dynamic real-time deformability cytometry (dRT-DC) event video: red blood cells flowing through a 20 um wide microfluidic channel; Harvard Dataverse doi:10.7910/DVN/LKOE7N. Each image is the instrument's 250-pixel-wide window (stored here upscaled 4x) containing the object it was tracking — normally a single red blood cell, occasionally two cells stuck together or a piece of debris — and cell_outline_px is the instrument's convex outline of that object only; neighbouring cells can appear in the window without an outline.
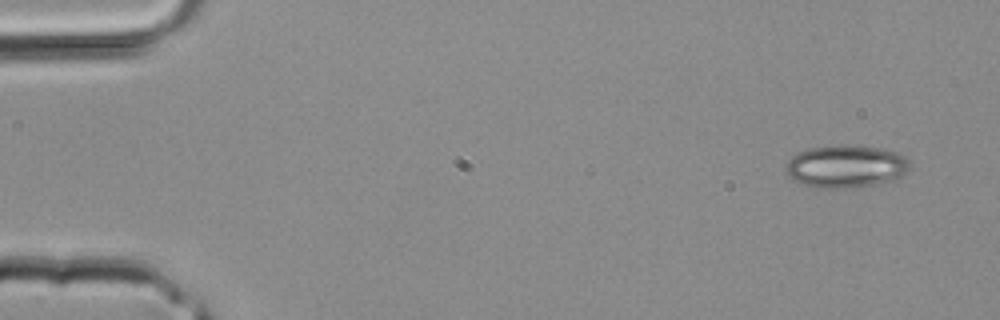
{"species": "common noctule bat (a hibernating species)", "species_latin": "Nyctalus noctula", "temperature_condition": "room temperature", "stored_images_in_passage": 3, "camera_frame_rate_fps": 3000, "um_per_image_px": 0.085, "animal": {"sex": "male", "body_mass_g": 20.4}, "frame": {"image": 1, "passage_image": 1, "time_ms": 0.0, "image_size_px": [1000, 320], "cell_outline_px": [[908, 168], [904, 176], [892, 180], [876, 184], [852, 188], [816, 188], [804, 184], [796, 180], [788, 172], [784, 164], [796, 152], [808, 148], [836, 144], [844, 144], [880, 148], [896, 152], [904, 156], [908, 160]], "centroid_in_image_um": [71.89, 14.13], "position_along_channel_um": 13.1, "area_um2": 30.92}}